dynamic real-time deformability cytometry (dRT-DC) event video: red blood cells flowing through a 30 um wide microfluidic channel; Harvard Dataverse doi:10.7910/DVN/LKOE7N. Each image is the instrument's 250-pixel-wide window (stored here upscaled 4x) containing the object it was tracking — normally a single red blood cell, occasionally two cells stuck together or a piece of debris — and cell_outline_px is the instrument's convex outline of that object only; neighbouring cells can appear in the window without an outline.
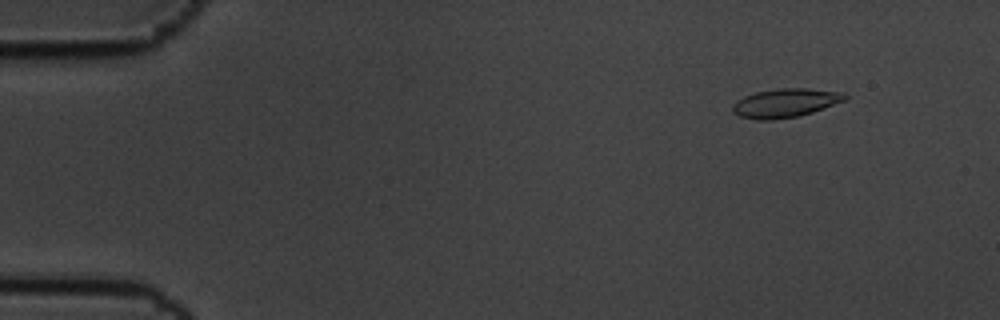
{"species": "common noctule bat (a hibernating species)", "species_latin": "Nyctalus noctula", "temperature_condition": "cold", "stored_images_in_passage": 4, "camera_frame_rate_fps": 3000, "um_per_image_px": 0.085, "animal": {"sex": "male", "body_mass_g": 19.5, "forearm_length_mm": 54.6}, "frame": {"image": 1, "passage_image": 2, "time_ms": 0.333, "image_size_px": [1000, 320], "cell_outline_px": [[848, 96], [844, 100], [812, 112], [796, 116], [772, 120], [756, 120], [740, 116], [732, 112], [732, 104], [736, 100], [744, 96], [756, 92], [780, 88], [804, 88], [844, 92]], "centroid_in_image_um": [66.71, 8.75], "position_along_channel_um": 18.3, "area_um2": 18.73}}